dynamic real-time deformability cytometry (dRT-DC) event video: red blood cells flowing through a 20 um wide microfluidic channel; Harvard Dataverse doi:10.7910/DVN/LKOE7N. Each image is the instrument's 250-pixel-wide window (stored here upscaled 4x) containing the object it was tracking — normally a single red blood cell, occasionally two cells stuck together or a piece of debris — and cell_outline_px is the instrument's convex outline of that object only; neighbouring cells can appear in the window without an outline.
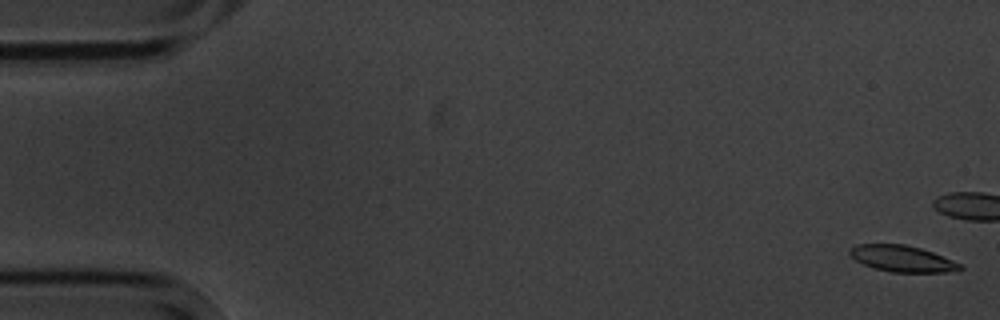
{"species": "common noctule bat (a hibernating species)", "species_latin": "Nyctalus noctula", "temperature_condition": "cold", "stored_images_in_passage": 8, "camera_frame_rate_fps": 3000, "um_per_image_px": 0.085, "animal": {"sex": "male", "body_mass_g": 20.1, "forearm_length_mm": 53.5}, "frame": {"image": 1, "passage_image": 1, "time_ms": 0.0, "image_size_px": [1000, 320], "cell_outline_px": [[964, 268], [948, 272], [892, 272], [876, 268], [864, 264], [856, 260], [848, 252], [856, 244], [904, 244], [920, 248], [932, 252], [952, 260], [960, 264]], "centroid_in_image_um": [76.69, 21.98], "position_along_channel_um": 8.3, "area_um2": 16.59}}
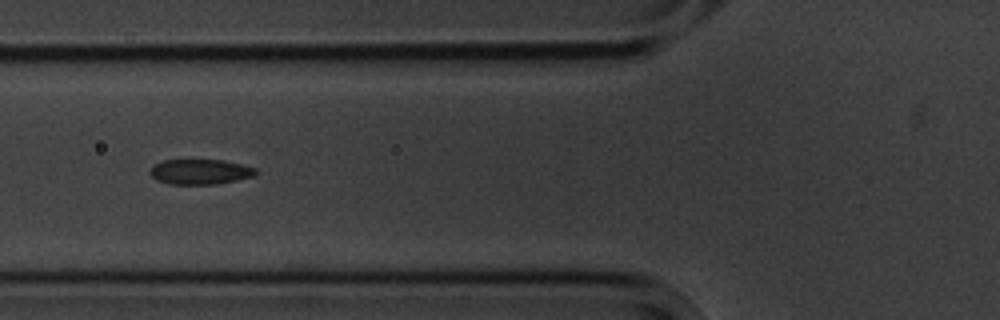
{"frame": {"image": 2, "passage_image": 7, "time_ms": 7.667, "image_size_px": [1000, 320], "cell_outline_px": [[260, 172], [256, 176], [216, 184], [168, 184], [156, 180], [148, 172], [156, 164], [164, 160], [224, 160], [256, 168]], "centroid_in_image_um": [17.05, 14.6], "position_along_channel_um": 108.7, "area_um2": 15.55}}
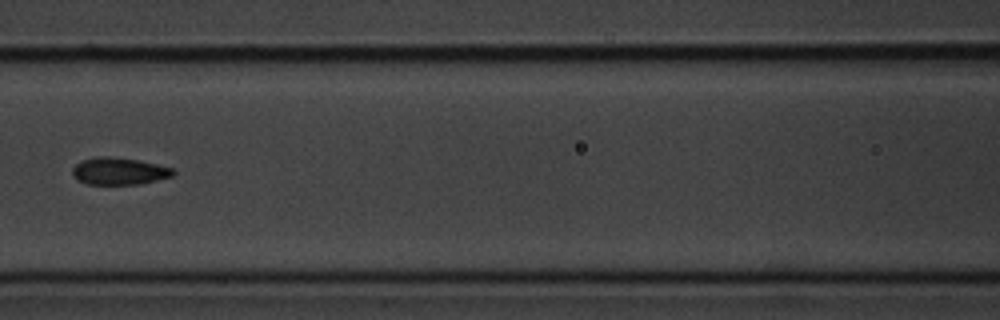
{"frame": {"image": 3, "passage_image": 8, "time_ms": 9.0, "image_size_px": [1000, 320], "cell_outline_px": [[176, 172], [172, 176], [140, 184], [88, 184], [72, 176], [72, 168], [76, 164], [84, 160], [96, 156], [108, 156], [136, 160], [156, 164], [172, 168]], "centroid_in_image_um": [10.11, 14.55], "position_along_channel_um": 156.5, "area_um2": 15.72}}